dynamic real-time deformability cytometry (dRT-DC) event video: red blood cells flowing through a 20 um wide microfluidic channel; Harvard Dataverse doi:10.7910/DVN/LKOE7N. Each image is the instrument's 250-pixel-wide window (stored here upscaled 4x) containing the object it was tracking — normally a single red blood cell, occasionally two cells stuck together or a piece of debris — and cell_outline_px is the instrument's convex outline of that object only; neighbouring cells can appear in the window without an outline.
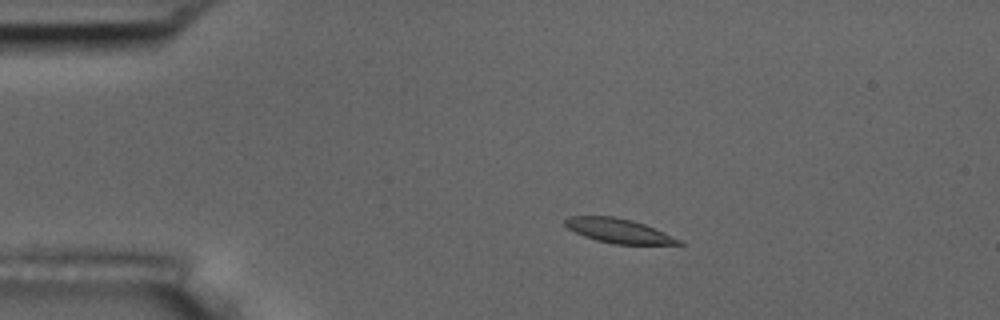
{"species": "common noctule bat (a hibernating species)", "species_latin": "Nyctalus noctula", "temperature_condition": "room temperature", "stored_images_in_passage": 5, "camera_frame_rate_fps": 3000, "um_per_image_px": 0.085, "animal": {"sex": "male", "body_mass_g": 17.5, "forearm_length_mm": 52.3}, "frame": {"image": 1, "passage_image": 3, "time_ms": 2.333, "image_size_px": [1000, 320], "cell_outline_px": [[684, 244], [612, 244], [596, 240], [584, 236], [568, 228], [564, 224], [564, 220], [568, 216], [616, 216], [632, 220], [644, 224], [664, 232], [680, 240]], "centroid_in_image_um": [52.54, 19.61], "position_along_channel_um": 32.5, "area_um2": 16.01}}
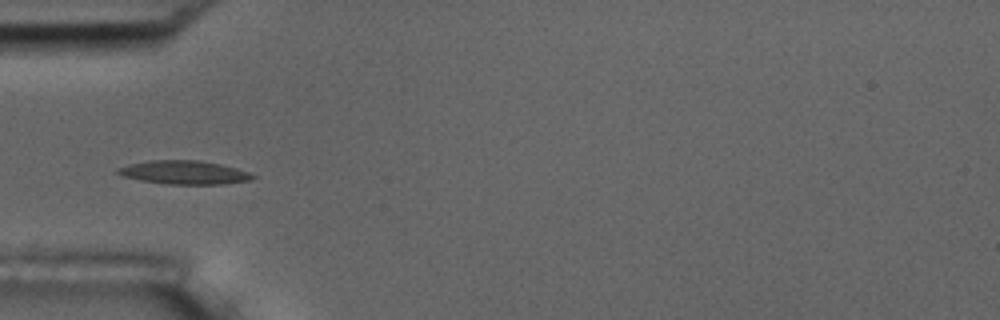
{"frame": {"image": 2, "passage_image": 5, "time_ms": 4.667, "image_size_px": [1000, 320], "cell_outline_px": [[256, 176], [252, 180], [224, 184], [168, 184], [140, 180], [124, 176], [116, 172], [116, 168], [128, 164], [148, 160], [200, 160], [220, 164], [236, 168], [248, 172]], "centroid_in_image_um": [15.65, 14.65], "position_along_channel_um": 69.4, "area_um2": 18.55}}